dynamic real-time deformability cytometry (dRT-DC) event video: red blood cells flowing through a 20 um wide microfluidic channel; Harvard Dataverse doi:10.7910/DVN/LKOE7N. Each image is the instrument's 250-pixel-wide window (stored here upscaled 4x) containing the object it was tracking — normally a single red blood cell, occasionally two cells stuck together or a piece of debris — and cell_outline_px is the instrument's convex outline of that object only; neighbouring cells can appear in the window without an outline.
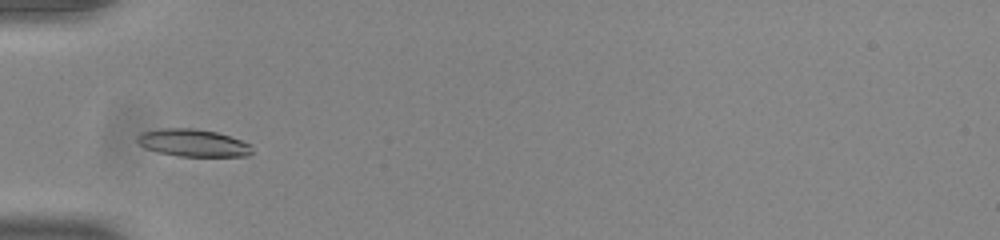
{"species": "common noctule bat (a hibernating species)", "species_latin": "Nyctalus noctula", "temperature_condition": "room temperature", "stored_images_in_passage": 36, "camera_frame_rate_fps": 3000, "um_per_image_px": 0.085, "animal": {"sex": "male", "body_mass_g": 20.0, "forearm_length_mm": 53.3}, "frame": {"image": 1, "passage_image": 1, "time_ms": 0.0, "image_size_px": [1000, 240], "cell_outline_px": [[252, 152], [248, 156], [180, 156], [156, 152], [144, 148], [136, 140], [136, 136], [140, 132], [160, 128], [196, 128], [216, 132], [252, 144]], "centroid_in_image_um": [16.37, 12.14], "position_along_channel_um": 68.6, "area_um2": 18.5}}
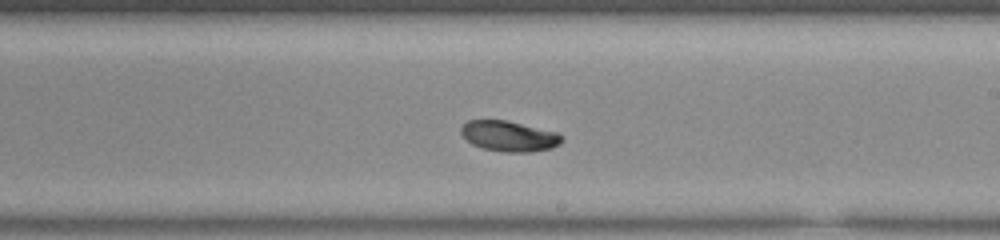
{"frame": {"image": 2, "passage_image": 15, "time_ms": 4.667, "image_size_px": [1000, 240], "cell_outline_px": [[564, 140], [560, 144], [552, 148], [532, 152], [504, 152], [484, 148], [472, 144], [460, 132], [460, 128], [468, 120], [508, 120], [560, 132], [564, 136]], "centroid_in_image_um": [43.35, 11.56], "position_along_channel_um": 245.7, "area_um2": 18.21}}
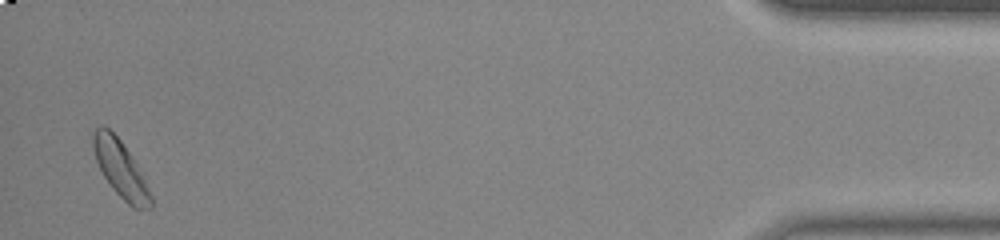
{"frame": {"image": 3, "passage_image": 35, "time_ms": 11.333, "image_size_px": [1000, 240], "cell_outline_px": [[152, 208], [132, 208], [112, 188], [104, 176], [96, 160], [92, 148], [92, 132], [96, 128], [104, 124], [120, 140], [132, 156], [144, 176], [152, 196]], "centroid_in_image_um": [10.25, 14.34], "position_along_channel_um": 425.0, "area_um2": 19.07}, "authors_computed_cell_mechanics": {"area_um2": 18.3804, "velocity_mm_per_s": 3.8385, "shape_relaxation_time_tau1_ms": 4.1818, "shape_relaxation_time_tau2_ms": null, "deformation_change_tau1": 0.1098, "deformation_change_tau2": null}}